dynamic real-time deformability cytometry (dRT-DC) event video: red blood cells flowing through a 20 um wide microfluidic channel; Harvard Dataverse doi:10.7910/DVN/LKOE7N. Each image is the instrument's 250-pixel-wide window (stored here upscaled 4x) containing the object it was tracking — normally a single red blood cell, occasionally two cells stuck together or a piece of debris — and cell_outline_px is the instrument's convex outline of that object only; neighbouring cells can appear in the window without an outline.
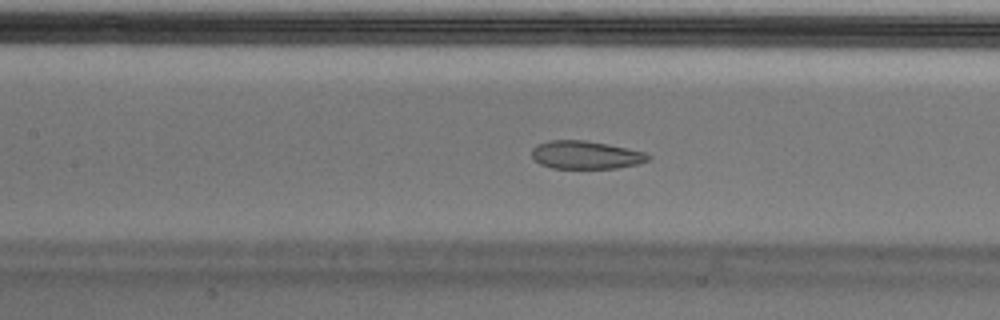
{"species": "Egyptian fruit bat (a non-hibernating species)", "species_latin": "Rousettus aegyptiacus", "temperature_condition": "cold", "stored_images_in_passage": 53, "camera_frame_rate_fps": 3000, "um_per_image_px": 0.085, "animal": {"sex": "male"}, "frame": {"image": 1, "passage_image": 23, "time_ms": 7.333, "image_size_px": [1000, 320], "cell_outline_px": [[652, 156], [648, 160], [636, 164], [616, 168], [552, 168], [540, 164], [532, 156], [532, 148], [536, 144], [548, 140], [584, 140], [608, 144], [644, 152]], "centroid_in_image_um": [49.76, 13.16], "position_along_channel_um": 157.6, "area_um2": 18.96}}